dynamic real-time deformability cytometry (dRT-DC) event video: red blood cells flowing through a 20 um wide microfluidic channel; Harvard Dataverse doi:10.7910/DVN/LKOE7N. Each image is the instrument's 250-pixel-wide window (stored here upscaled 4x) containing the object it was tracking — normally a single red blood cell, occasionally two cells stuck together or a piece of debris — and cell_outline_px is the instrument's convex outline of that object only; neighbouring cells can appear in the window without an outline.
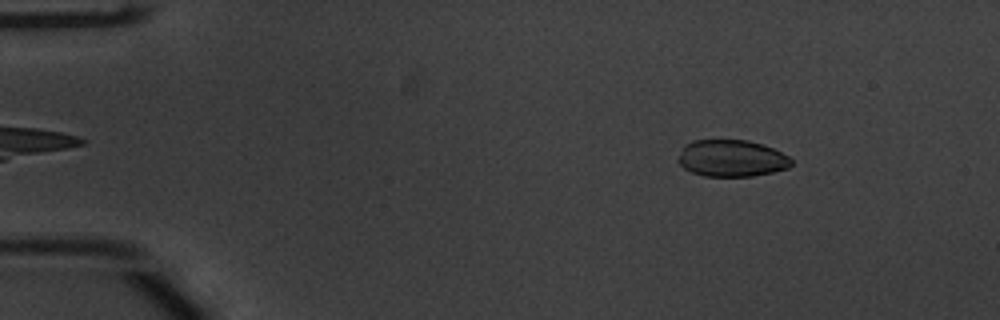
{"species": "common noctule bat (a hibernating species)", "species_latin": "Nyctalus noctula", "temperature_condition": "warm", "stored_images_in_passage": 52, "camera_frame_rate_fps": 3000, "um_per_image_px": 0.085, "animal": {"sex": "male", "body_mass_g": 20.1, "forearm_length_mm": 53.5}, "frame": {"image": 1, "passage_image": 7, "time_ms": 2.0, "image_size_px": [1000, 320], "cell_outline_px": [[792, 164], [788, 168], [772, 172], [752, 176], [704, 176], [692, 172], [684, 168], [676, 160], [684, 144], [692, 140], [748, 140], [764, 144], [788, 156], [792, 160]], "centroid_in_image_um": [62.16, 13.45], "position_along_channel_um": 22.8, "area_um2": 24.39}}
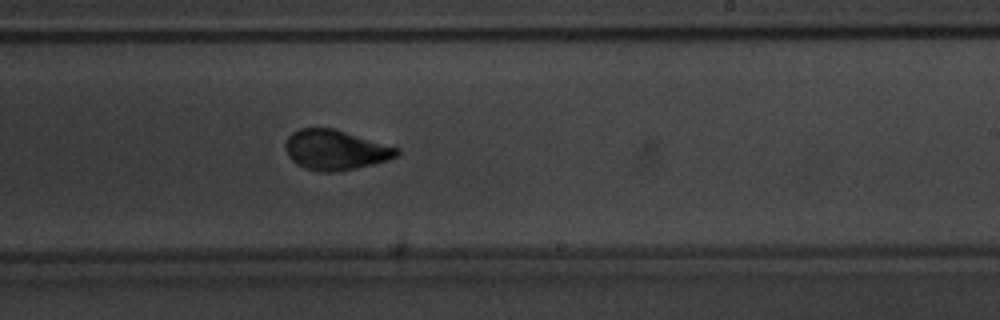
{"frame": {"image": 2, "passage_image": 32, "time_ms": 10.333, "image_size_px": [1000, 320], "cell_outline_px": [[400, 152], [396, 156], [388, 160], [372, 164], [336, 172], [320, 172], [304, 168], [296, 164], [288, 156], [284, 148], [284, 144], [288, 136], [292, 132], [300, 128], [332, 128], [400, 148]], "centroid_in_image_um": [28.47, 12.75], "position_along_channel_um": 260.5, "area_um2": 25.95}}
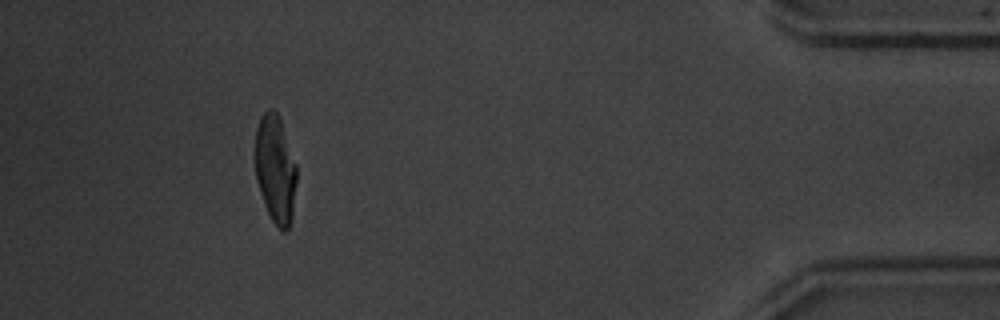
{"frame": {"image": 3, "passage_image": 48, "time_ms": 15.667, "image_size_px": [1000, 320], "cell_outline_px": [[296, 184], [292, 220], [288, 228], [284, 232], [272, 220], [264, 204], [260, 192], [256, 176], [256, 128], [260, 116], [268, 108], [272, 108], [276, 112], [280, 120], [296, 164]], "centroid_in_image_um": [23.41, 14.38], "position_along_channel_um": 411.8, "area_um2": 25.78}, "authors_computed_cell_mechanics": {"area_um2": 26.1834, "velocity_mm_per_s": 3.8674, "shape_relaxation_time_tau1_ms": 3.4497, "shape_relaxation_time_tau2_ms": 0.7514, "deformation_change_tau1": 0.1336, "deformation_change_tau2": 0.0376}}